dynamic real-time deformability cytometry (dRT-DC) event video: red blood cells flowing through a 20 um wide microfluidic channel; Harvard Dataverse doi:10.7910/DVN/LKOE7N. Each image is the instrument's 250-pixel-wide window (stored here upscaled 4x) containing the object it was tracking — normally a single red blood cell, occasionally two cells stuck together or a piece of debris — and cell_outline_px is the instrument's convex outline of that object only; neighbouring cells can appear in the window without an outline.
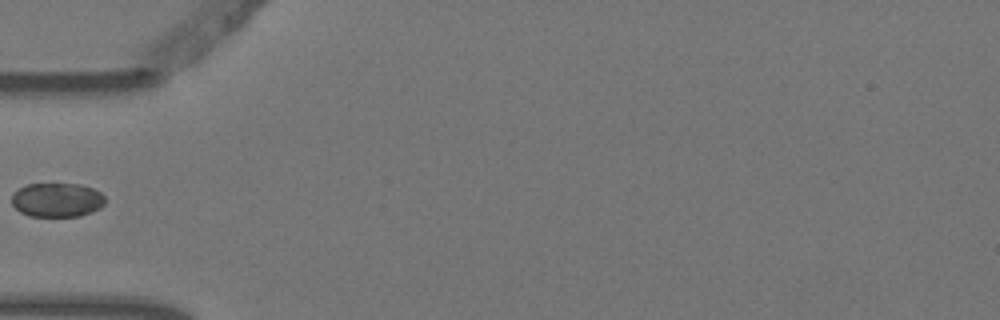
{"species": "Egyptian fruit bat (a non-hibernating species)", "species_latin": "Rousettus aegyptiacus", "temperature_condition": "warm", "stored_images_in_passage": 2, "camera_frame_rate_fps": 3000, "um_per_image_px": 0.085, "animal": {"sex": "female"}, "frame": {"image": 1, "passage_image": 2, "time_ms": 0.333, "image_size_px": [1000, 320], "cell_outline_px": [[104, 204], [100, 208], [92, 212], [80, 216], [28, 216], [20, 212], [12, 204], [12, 192], [28, 184], [80, 184], [92, 188], [100, 192], [104, 196]], "centroid_in_image_um": [4.84, 17.0], "position_along_channel_um": 80.2, "area_um2": 18.61}}